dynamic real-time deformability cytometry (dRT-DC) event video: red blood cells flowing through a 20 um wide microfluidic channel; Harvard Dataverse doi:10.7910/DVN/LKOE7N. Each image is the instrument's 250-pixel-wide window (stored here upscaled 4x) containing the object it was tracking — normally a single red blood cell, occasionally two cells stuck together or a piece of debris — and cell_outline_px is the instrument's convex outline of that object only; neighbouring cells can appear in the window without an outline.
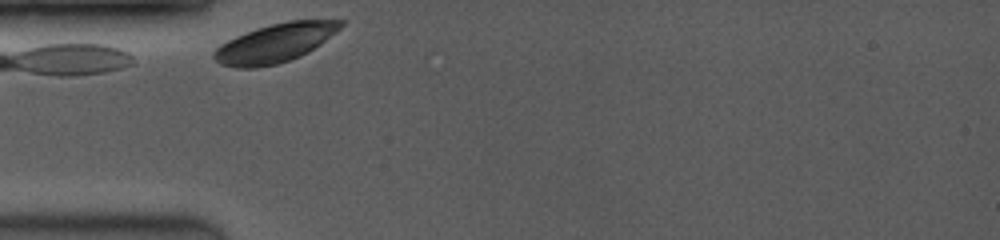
{"species": "common noctule bat (a hibernating species)", "species_latin": "Nyctalus noctula", "temperature_condition": "room temperature", "stored_images_in_passage": 5, "camera_frame_rate_fps": 3500, "um_per_image_px": 0.085, "animal": {"sex": "female", "body_mass_g": 19.0, "forearm_length_mm": 53.3}, "frame": {"image": 1, "passage_image": 1, "time_ms": 0.0, "image_size_px": [1000, 240], "cell_outline_px": [[348, 20], [336, 32], [320, 44], [308, 52], [300, 56], [276, 64], [256, 68], [236, 68], [220, 64], [212, 56], [212, 52], [220, 44], [236, 36], [256, 28], [288, 20]], "centroid_in_image_um": [23.37, 3.66], "position_along_channel_um": 61.6, "area_um2": 28.55}}
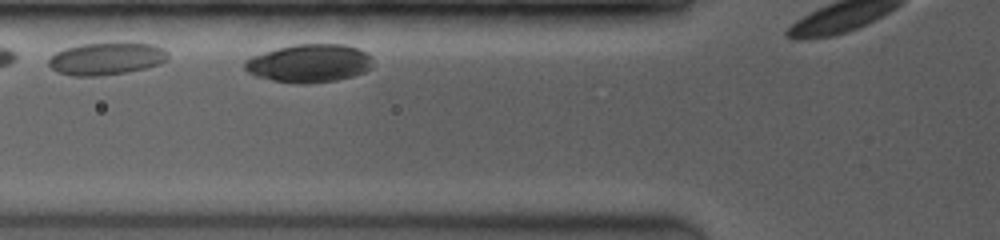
{"frame": {"image": 2, "passage_image": 4, "time_ms": 1.143, "image_size_px": [1000, 240], "cell_outline_px": [[372, 68], [364, 72], [352, 76], [336, 80], [304, 84], [272, 80], [256, 76], [248, 72], [244, 68], [244, 60], [252, 56], [276, 48], [296, 44], [344, 44], [368, 52], [372, 56]], "centroid_in_image_um": [26.3, 5.37], "position_along_channel_um": 99.5, "area_um2": 28.55}}